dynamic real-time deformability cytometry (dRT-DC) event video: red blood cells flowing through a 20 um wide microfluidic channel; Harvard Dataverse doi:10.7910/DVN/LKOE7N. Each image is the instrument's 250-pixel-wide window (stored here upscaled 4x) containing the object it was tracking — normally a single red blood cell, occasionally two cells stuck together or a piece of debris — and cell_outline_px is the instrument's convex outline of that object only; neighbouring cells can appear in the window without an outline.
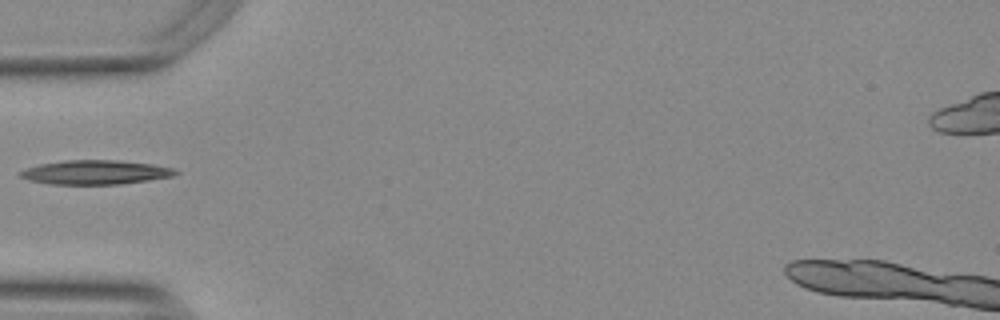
{"species": "Egyptian fruit bat (a non-hibernating species)", "species_latin": "Rousettus aegyptiacus", "temperature_condition": "warm", "stored_images_in_passage": 6, "camera_frame_rate_fps": 3000, "um_per_image_px": 0.085, "animal": {"sex": "female"}, "frame": {"image": 1, "passage_image": 1, "time_ms": 0.0, "image_size_px": [1000, 320], "cell_outline_px": [[180, 172], [172, 176], [148, 180], [120, 184], [48, 184], [28, 180], [20, 176], [20, 172], [24, 168], [40, 164], [64, 160], [120, 160], [152, 164], [172, 168]], "centroid_in_image_um": [8.08, 14.64], "position_along_channel_um": 76.9, "area_um2": 21.85}}